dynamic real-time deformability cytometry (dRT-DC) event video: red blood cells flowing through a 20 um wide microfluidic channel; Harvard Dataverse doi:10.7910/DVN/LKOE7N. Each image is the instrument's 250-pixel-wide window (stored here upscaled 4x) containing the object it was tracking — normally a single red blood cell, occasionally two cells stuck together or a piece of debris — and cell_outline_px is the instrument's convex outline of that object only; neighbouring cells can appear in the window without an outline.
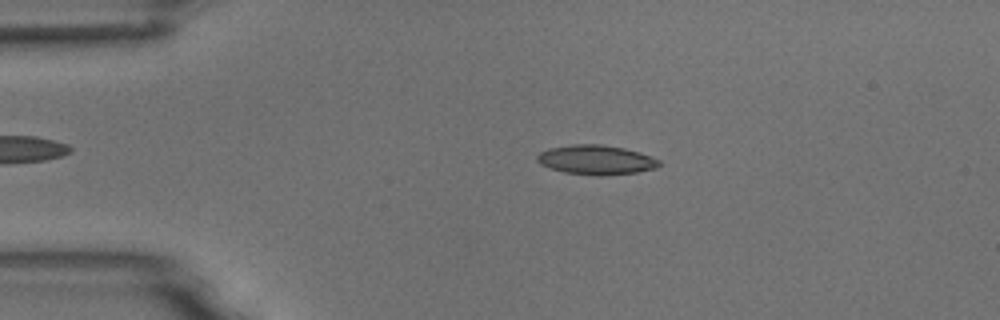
{"species": "common noctule bat (a hibernating species)", "species_latin": "Nyctalus noctula", "temperature_condition": "room temperature", "stored_images_in_passage": 54, "camera_frame_rate_fps": 3000, "um_per_image_px": 0.085, "animal": {"sex": "male", "body_mass_g": 18.8}, "frame": {"image": 1, "passage_image": 11, "time_ms": 3.333, "image_size_px": [1000, 320], "cell_outline_px": [[660, 164], [656, 168], [636, 172], [600, 176], [596, 176], [564, 172], [548, 168], [540, 164], [536, 160], [536, 156], [540, 152], [548, 148], [572, 144], [600, 144], [624, 148], [640, 152], [660, 160]], "centroid_in_image_um": [50.63, 13.58], "position_along_channel_um": 34.4, "area_um2": 21.1}}
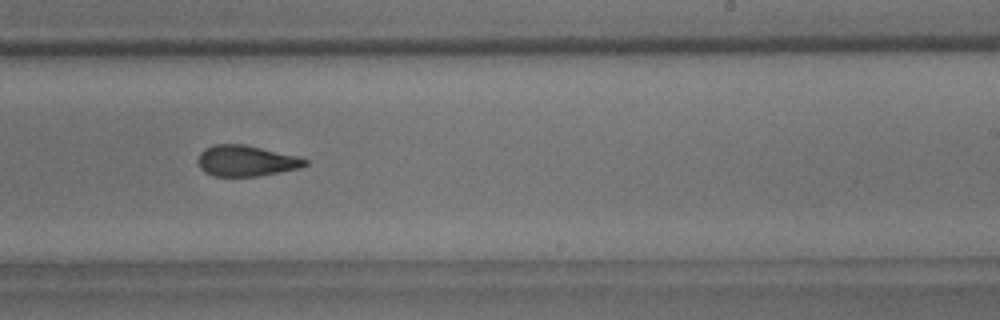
{"frame": {"image": 2, "passage_image": 33, "time_ms": 10.667, "image_size_px": [1000, 320], "cell_outline_px": [[308, 164], [300, 168], [260, 176], [212, 176], [204, 172], [200, 168], [196, 160], [200, 152], [204, 148], [212, 144], [244, 144], [300, 156], [308, 160]], "centroid_in_image_um": [20.91, 13.66], "position_along_channel_um": 268.1, "area_um2": 19.65}}
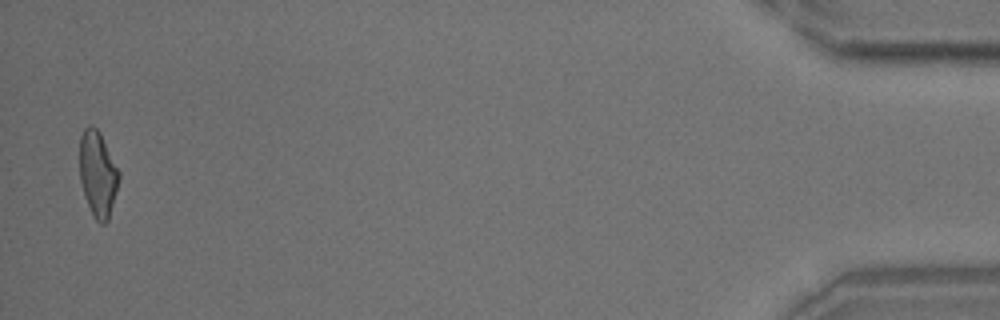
{"frame": {"image": 3, "passage_image": 53, "time_ms": 17.333, "image_size_px": [1000, 320], "cell_outline_px": [[120, 176], [116, 192], [108, 220], [104, 224], [100, 224], [92, 216], [80, 180], [80, 136], [84, 128], [88, 124], [92, 124], [100, 132], [120, 172]], "centroid_in_image_um": [8.31, 14.76], "position_along_channel_um": 426.9, "area_um2": 19.59}, "authors_computed_cell_mechanics": {"area_um2": 20.0566, "velocity_mm_per_s": 3.7227, "shape_relaxation_time_tau1_ms": 5.6248, "shape_relaxation_time_tau2_ms": 2.7532, "deformation_change_tau1": 0.1631, "deformation_change_tau2": 0.1002}}